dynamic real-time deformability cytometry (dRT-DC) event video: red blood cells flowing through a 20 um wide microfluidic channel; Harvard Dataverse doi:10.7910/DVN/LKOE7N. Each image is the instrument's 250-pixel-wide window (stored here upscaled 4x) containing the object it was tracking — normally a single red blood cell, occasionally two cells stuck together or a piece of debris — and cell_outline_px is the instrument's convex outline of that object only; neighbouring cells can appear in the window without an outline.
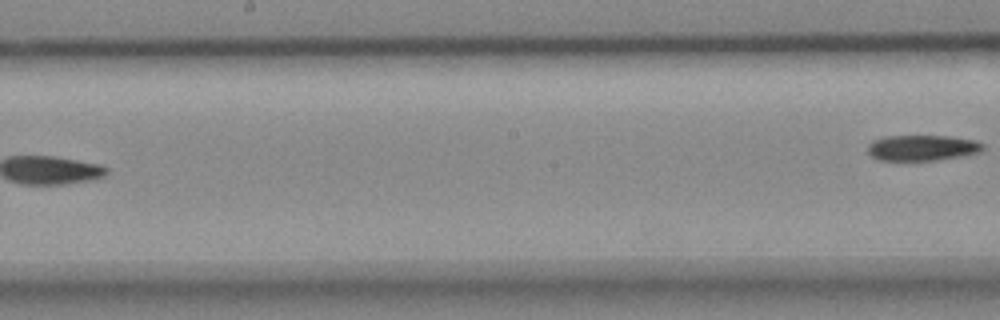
{"species": "common noctule bat (a hibernating species)", "species_latin": "Nyctalus noctula", "temperature_condition": "cold", "stored_images_in_passage": 7, "segment_of_instrument_passage": [2, 2], "camera_frame_rate_fps": 3000, "um_per_image_px": 0.085, "animal": {"sex": "female", "body_mass_g": 18.4}, "frame": {"image": 1, "passage_image": 7, "time_ms": 2.0, "image_size_px": [1000, 320], "cell_outline_px": [[984, 148], [980, 152], [960, 156], [936, 160], [880, 160], [872, 156], [868, 152], [868, 144], [872, 140], [884, 136], [952, 136], [976, 140], [984, 144]], "centroid_in_image_um": [78.4, 12.55], "position_along_channel_um": 169.8, "area_um2": 17.28}}